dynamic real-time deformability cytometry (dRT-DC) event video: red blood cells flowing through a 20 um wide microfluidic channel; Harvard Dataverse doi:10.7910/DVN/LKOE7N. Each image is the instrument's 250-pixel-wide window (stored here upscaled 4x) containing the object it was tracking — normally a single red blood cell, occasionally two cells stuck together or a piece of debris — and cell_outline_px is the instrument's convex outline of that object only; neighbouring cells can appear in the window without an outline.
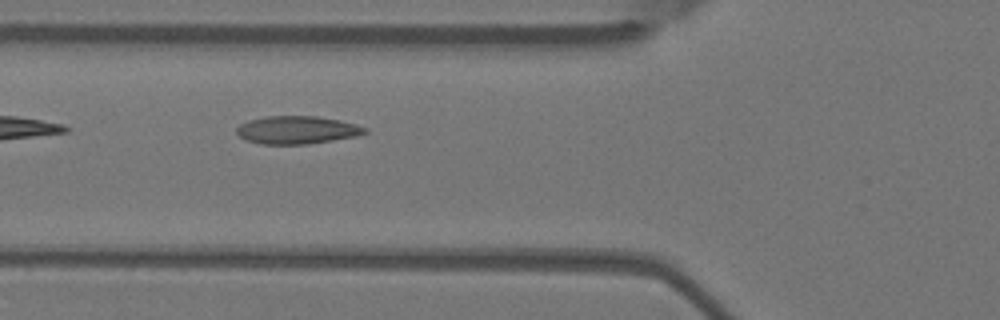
{"species": "Egyptian fruit bat (a non-hibernating species)", "species_latin": "Rousettus aegyptiacus", "temperature_condition": "warm", "stored_images_in_passage": 5, "camera_frame_rate_fps": 3000, "um_per_image_px": 0.085, "animal": {"sex": "female"}, "frame": {"image": 1, "passage_image": 4, "time_ms": 1.0, "image_size_px": [1000, 320], "cell_outline_px": [[368, 132], [356, 136], [308, 144], [260, 144], [248, 140], [240, 136], [236, 132], [236, 128], [240, 124], [248, 120], [264, 116], [316, 116], [340, 120], [356, 124], [368, 128]], "centroid_in_image_um": [25.25, 11.04], "position_along_channel_um": 100.5, "area_um2": 20.87}}
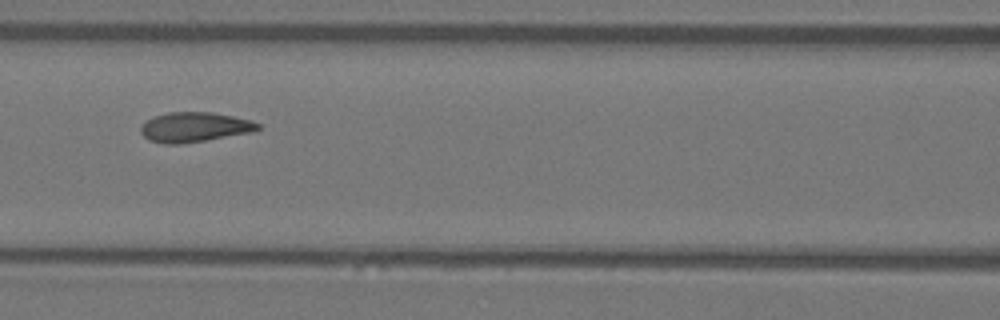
{"frame": {"image": 2, "passage_image": 5, "time_ms": 1.333, "image_size_px": [1000, 320], "cell_outline_px": [[260, 128], [252, 132], [180, 144], [164, 144], [148, 140], [140, 132], [140, 124], [144, 120], [152, 116], [168, 112], [212, 112], [232, 116], [248, 120], [260, 124]], "centroid_in_image_um": [16.44, 10.8], "position_along_channel_um": 150.2, "area_um2": 20.4}}